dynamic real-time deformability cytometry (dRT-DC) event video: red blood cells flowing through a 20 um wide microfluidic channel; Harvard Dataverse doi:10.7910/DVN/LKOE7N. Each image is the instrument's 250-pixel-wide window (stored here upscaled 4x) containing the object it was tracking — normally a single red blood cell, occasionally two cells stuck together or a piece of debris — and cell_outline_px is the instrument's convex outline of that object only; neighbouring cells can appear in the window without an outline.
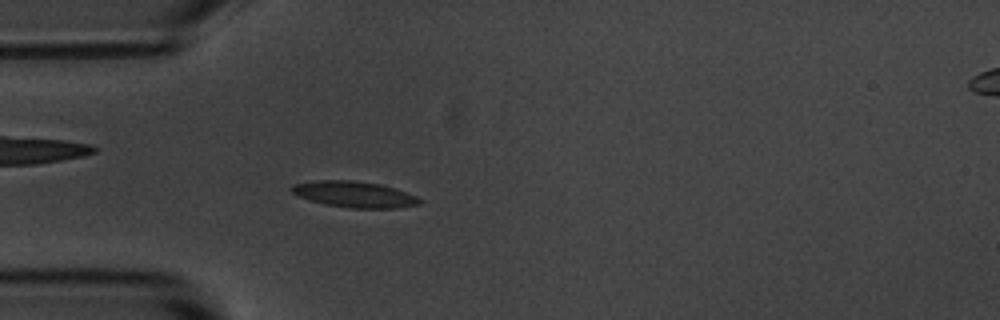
{"species": "common noctule bat (a hibernating species)", "species_latin": "Nyctalus noctula", "temperature_condition": "room temperature", "stored_images_in_passage": 55, "camera_frame_rate_fps": 3000, "um_per_image_px": 0.085, "animal": {"sex": "male", "body_mass_g": 20.1, "forearm_length_mm": 53.5}, "frame": {"image": 1, "passage_image": 15, "time_ms": 4.667, "image_size_px": [1000, 320], "cell_outline_px": [[424, 200], [420, 204], [396, 208], [348, 208], [324, 204], [300, 196], [292, 192], [292, 184], [316, 180], [352, 180], [380, 184], [416, 196]], "centroid_in_image_um": [30.13, 16.52], "position_along_channel_um": 54.9, "area_um2": 19.25}}
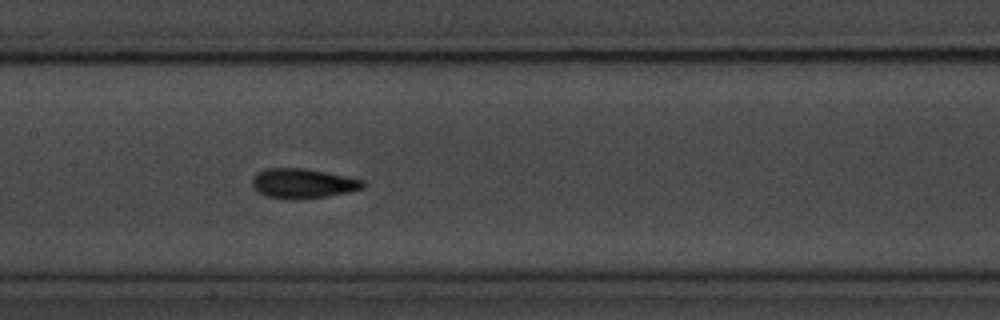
{"frame": {"image": 2, "passage_image": 26, "time_ms": 8.333, "image_size_px": [1000, 320], "cell_outline_px": [[364, 188], [348, 192], [328, 196], [296, 200], [292, 200], [268, 196], [260, 192], [252, 184], [252, 176], [256, 172], [264, 168], [304, 168], [364, 180]], "centroid_in_image_um": [25.72, 15.59], "position_along_channel_um": 181.7, "area_um2": 19.13}}
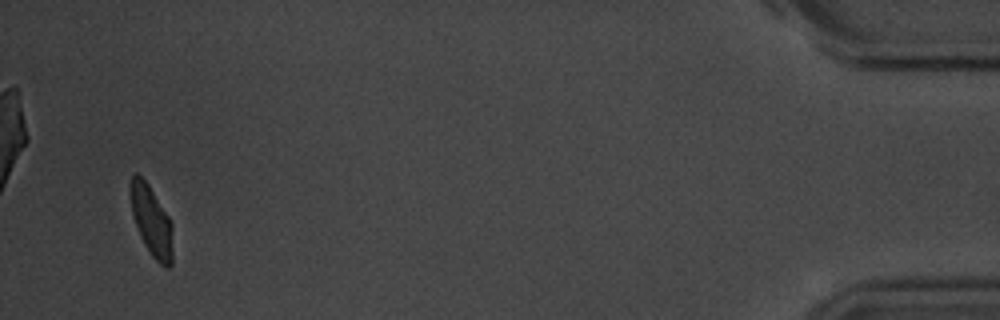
{"frame": {"image": 3, "passage_image": 53, "time_ms": 17.333, "image_size_px": [1000, 320], "cell_outline_px": [[172, 264], [168, 268], [164, 268], [152, 256], [144, 244], [140, 236], [132, 216], [128, 192], [128, 188], [132, 176], [136, 172], [148, 184], [168, 216], [172, 224]], "centroid_in_image_um": [12.84, 18.78], "position_along_channel_um": 422.4, "area_um2": 17.51}, "authors_computed_cell_mechanics": {"area_um2": 18.0336, "velocity_mm_per_s": 3.5905, "shape_relaxation_time_tau1_ms": 2.6395, "shape_relaxation_time_tau2_ms": 1.2931, "deformation_change_tau1": 0.1301, "deformation_change_tau2": 0.051}}